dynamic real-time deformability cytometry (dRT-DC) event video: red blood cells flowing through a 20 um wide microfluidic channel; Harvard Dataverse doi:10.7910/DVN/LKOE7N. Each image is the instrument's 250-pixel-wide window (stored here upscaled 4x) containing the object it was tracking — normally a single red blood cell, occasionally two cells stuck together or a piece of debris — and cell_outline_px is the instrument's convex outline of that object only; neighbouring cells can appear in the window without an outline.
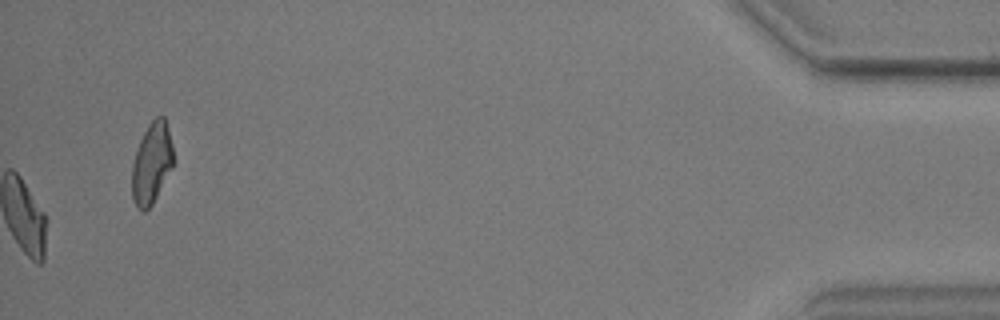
{"species": "common noctule bat (a hibernating species)", "species_latin": "Nyctalus noctula", "temperature_condition": "warm", "stored_images_in_passage": 58, "camera_frame_rate_fps": 3000, "um_per_image_px": 0.085, "animal": {"sex": "male", "body_mass_g": 17.9, "forearm_length_mm": 54.2}, "frame": {"image": 1, "passage_image": 58, "time_ms": 19.0, "image_size_px": [1000, 320], "cell_outline_px": [[176, 160], [172, 168], [152, 204], [144, 212], [136, 208], [132, 196], [132, 164], [140, 140], [148, 124], [156, 116], [164, 116], [172, 144]], "centroid_in_image_um": [12.91, 13.88], "position_along_channel_um": 422.3, "area_um2": 19.65}}